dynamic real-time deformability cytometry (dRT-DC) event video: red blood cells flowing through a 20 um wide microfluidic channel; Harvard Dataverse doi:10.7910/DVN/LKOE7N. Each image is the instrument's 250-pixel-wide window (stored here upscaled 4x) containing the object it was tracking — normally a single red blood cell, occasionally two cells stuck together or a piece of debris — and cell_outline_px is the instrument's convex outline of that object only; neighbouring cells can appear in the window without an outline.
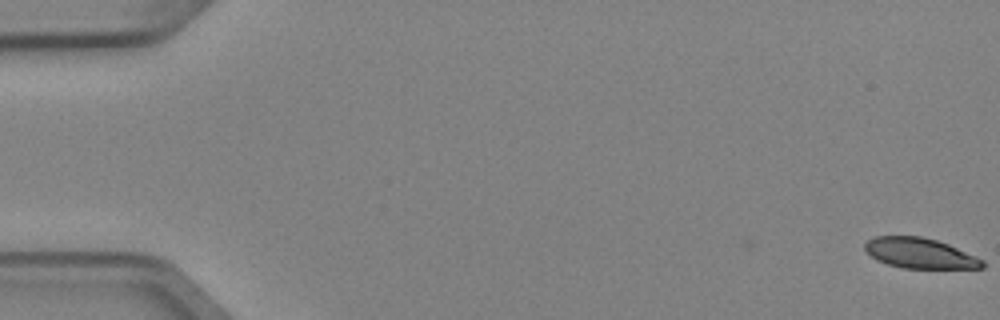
{"species": "Egyptian fruit bat (a non-hibernating species)", "species_latin": "Rousettus aegyptiacus", "temperature_condition": "cold", "stored_images_in_passage": 6, "camera_frame_rate_fps": 3000, "um_per_image_px": 0.085, "animal": {"sex": "female"}, "frame": {"image": 1, "passage_image": 1, "time_ms": 0.0, "image_size_px": [1000, 320], "cell_outline_px": [[984, 268], [900, 268], [876, 260], [864, 248], [864, 244], [868, 240], [876, 236], [920, 236], [936, 240], [948, 244], [984, 260]], "centroid_in_image_um": [78.18, 21.52], "position_along_channel_um": 6.8, "area_um2": 20.63}}
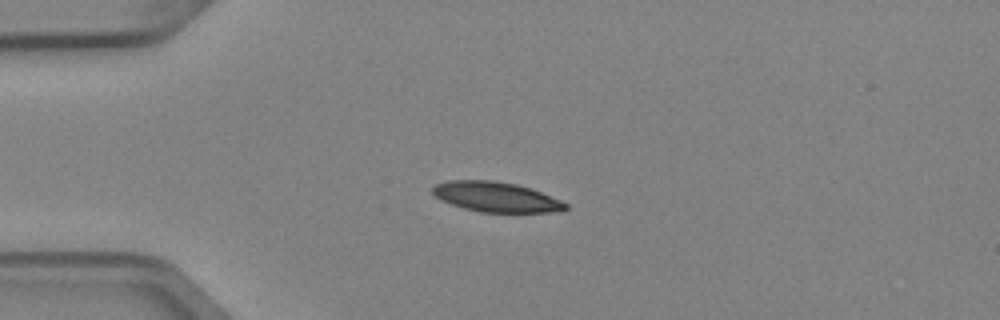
{"frame": {"image": 2, "passage_image": 4, "time_ms": 1.0, "image_size_px": [1000, 320], "cell_outline_px": [[568, 208], [564, 212], [480, 212], [464, 208], [440, 200], [432, 192], [432, 188], [436, 184], [448, 180], [492, 180], [516, 184], [540, 192], [560, 200], [568, 204]], "centroid_in_image_um": [42.17, 16.74], "position_along_channel_um": 42.8, "area_um2": 23.18}}
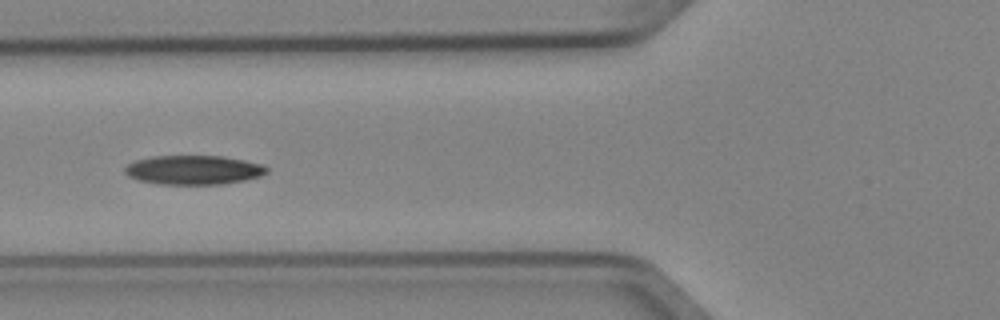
{"frame": {"image": 3, "passage_image": 6, "time_ms": 1.667, "image_size_px": [1000, 320], "cell_outline_px": [[268, 172], [260, 176], [244, 180], [224, 184], [156, 184], [136, 180], [128, 176], [124, 172], [124, 168], [128, 164], [136, 160], [152, 156], [224, 156], [244, 160], [260, 164], [268, 168]], "centroid_in_image_um": [16.42, 14.45], "position_along_channel_um": 109.4, "area_um2": 24.22}}